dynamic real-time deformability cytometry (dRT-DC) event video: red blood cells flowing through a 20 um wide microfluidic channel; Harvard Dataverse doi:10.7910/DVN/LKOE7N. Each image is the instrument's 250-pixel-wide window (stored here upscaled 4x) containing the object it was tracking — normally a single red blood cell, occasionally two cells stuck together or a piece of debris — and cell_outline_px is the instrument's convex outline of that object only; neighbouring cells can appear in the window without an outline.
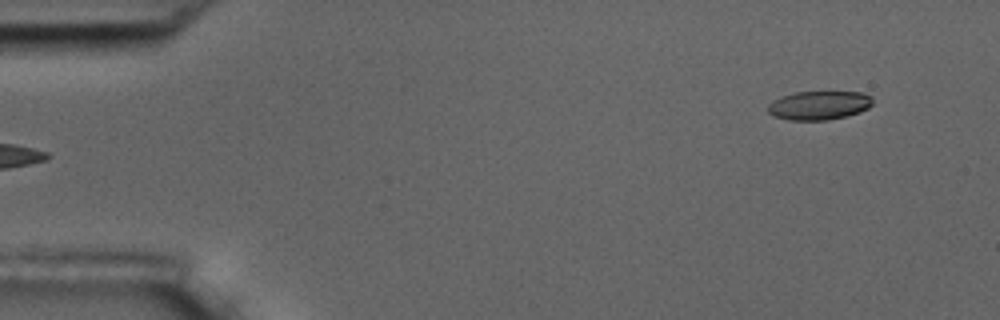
{"species": "common noctule bat (a hibernating species)", "species_latin": "Nyctalus noctula", "temperature_condition": "room temperature", "stored_images_in_passage": 6, "segment_of_instrument_passage": [2, 2], "camera_frame_rate_fps": 3000, "um_per_image_px": 0.085, "animal": {"sex": "male", "body_mass_g": 17.5, "forearm_length_mm": 52.3}, "frame": {"image": 1, "passage_image": 6, "time_ms": 6.0, "image_size_px": [1000, 320], "cell_outline_px": [[872, 104], [868, 108], [860, 112], [848, 116], [828, 120], [788, 120], [772, 116], [768, 112], [768, 104], [772, 100], [796, 92], [860, 92], [872, 96]], "centroid_in_image_um": [69.62, 8.96], "position_along_channel_um": 15.4, "area_um2": 17.69}}